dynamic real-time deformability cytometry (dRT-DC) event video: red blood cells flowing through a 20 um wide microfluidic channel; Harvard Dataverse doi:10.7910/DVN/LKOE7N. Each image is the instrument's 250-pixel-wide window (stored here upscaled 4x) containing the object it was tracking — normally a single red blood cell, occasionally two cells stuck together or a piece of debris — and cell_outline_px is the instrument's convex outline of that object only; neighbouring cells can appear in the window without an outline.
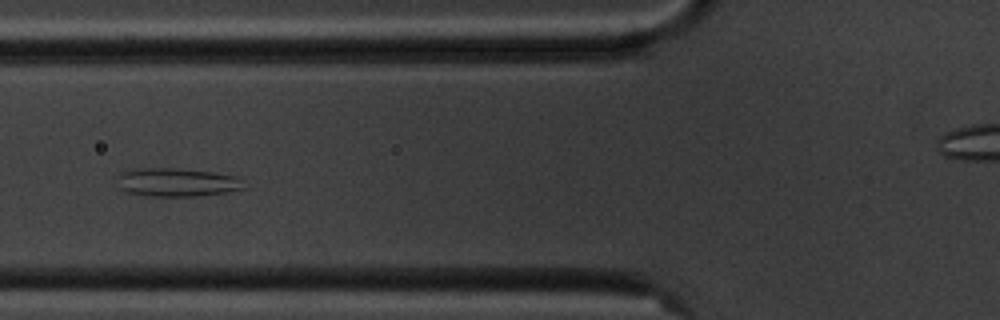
{"species": "common noctule bat (a hibernating species)", "species_latin": "Nyctalus noctula", "temperature_condition": "cold", "stored_images_in_passage": 13, "camera_frame_rate_fps": 3000, "um_per_image_px": 0.085, "animal": {"sex": "male", "body_mass_g": 20.1, "forearm_length_mm": 53.5}, "frame": {"image": 1, "passage_image": 6, "time_ms": 6.667, "image_size_px": [1000, 320], "cell_outline_px": [[244, 188], [224, 192], [196, 196], [144, 196], [128, 192], [120, 188], [116, 176], [120, 172], [136, 168], [172, 168], [212, 172], [236, 176]], "centroid_in_image_um": [14.93, 15.49], "position_along_channel_um": 110.9, "area_um2": 20.81}}
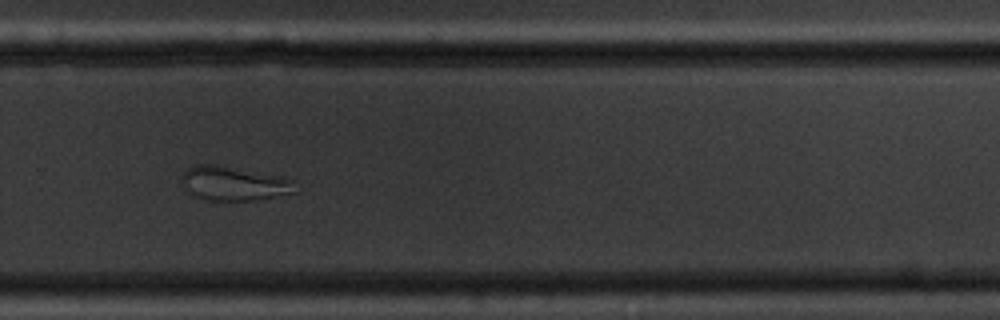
{"frame": {"image": 2, "passage_image": 11, "time_ms": 12.333, "image_size_px": [1000, 320], "cell_outline_px": [[300, 192], [252, 200], [212, 200], [192, 196], [184, 184], [184, 172], [192, 164], [216, 164], [284, 176], [292, 180]], "centroid_in_image_um": [19.95, 15.58], "position_along_channel_um": 309.8, "area_um2": 22.66}}